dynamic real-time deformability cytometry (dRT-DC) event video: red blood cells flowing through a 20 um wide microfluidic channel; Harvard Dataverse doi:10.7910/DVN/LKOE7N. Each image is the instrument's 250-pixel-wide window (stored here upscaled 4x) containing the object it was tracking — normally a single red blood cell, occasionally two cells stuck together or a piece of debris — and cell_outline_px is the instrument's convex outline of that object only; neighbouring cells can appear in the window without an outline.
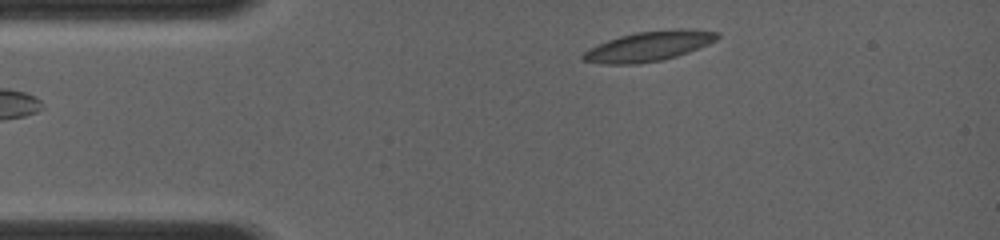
{"species": "common noctule bat (a hibernating species)", "species_latin": "Nyctalus noctula", "temperature_condition": "room temperature", "stored_images_in_passage": 24, "camera_frame_rate_fps": 4000, "um_per_image_px": 0.085, "animal": {"sex": "female", "body_mass_g": 19.0, "forearm_length_mm": 56.7}, "frame": {"image": 1, "passage_image": 5, "time_ms": 0.75, "image_size_px": [1000, 240], "cell_outline_px": [[720, 36], [716, 40], [708, 44], [688, 52], [676, 56], [660, 60], [636, 64], [600, 64], [580, 60], [580, 56], [588, 48], [608, 40], [620, 36], [636, 32], [672, 28], [692, 28], [720, 32]], "centroid_in_image_um": [55.15, 3.91], "position_along_channel_um": 29.9, "area_um2": 23.7}}
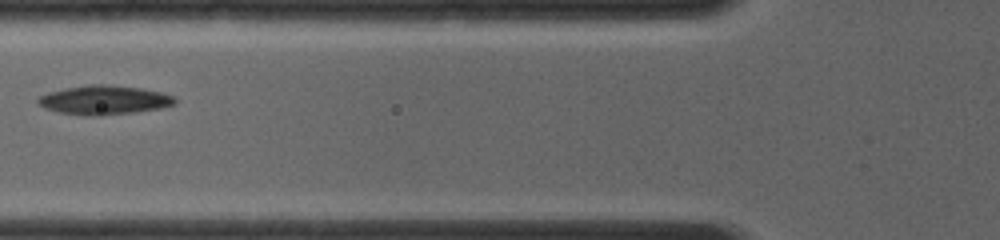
{"frame": {"image": 2, "passage_image": 19, "time_ms": 3.75, "image_size_px": [1000, 240], "cell_outline_px": [[176, 104], [164, 108], [136, 112], [100, 116], [88, 116], [60, 112], [44, 108], [36, 100], [40, 96], [48, 92], [64, 88], [88, 84], [108, 84], [140, 88], [160, 92], [172, 96], [176, 100]], "centroid_in_image_um": [8.86, 8.5], "position_along_channel_um": 116.9, "area_um2": 23.35}}
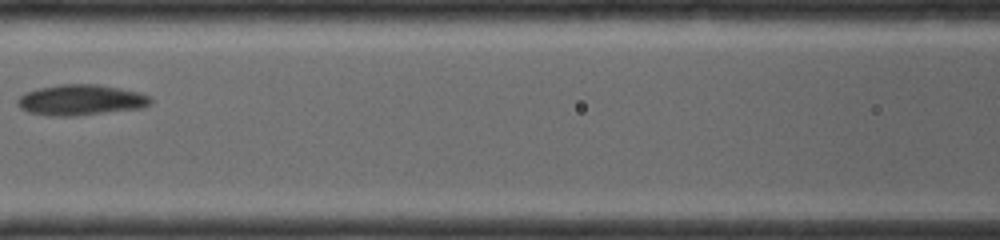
{"frame": {"image": 3, "passage_image": 22, "time_ms": 4.75, "image_size_px": [1000, 240], "cell_outline_px": [[152, 104], [140, 108], [76, 116], [52, 116], [28, 112], [20, 108], [16, 104], [16, 100], [24, 92], [40, 88], [60, 84], [100, 84], [140, 92], [152, 96]], "centroid_in_image_um": [6.88, 8.49], "position_along_channel_um": 159.7, "area_um2": 24.04}}